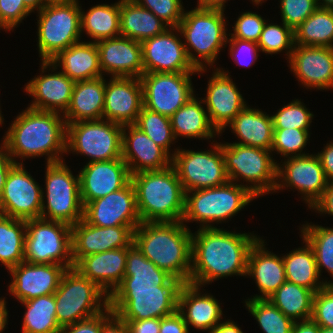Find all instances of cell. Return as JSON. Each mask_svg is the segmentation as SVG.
Instances as JSON below:
<instances>
[{
	"label": "cell",
	"instance_id": "1",
	"mask_svg": "<svg viewBox=\"0 0 333 333\" xmlns=\"http://www.w3.org/2000/svg\"><path fill=\"white\" fill-rule=\"evenodd\" d=\"M135 266L149 293L188 283L192 232L181 221L143 222L133 232Z\"/></svg>",
	"mask_w": 333,
	"mask_h": 333
},
{
	"label": "cell",
	"instance_id": "2",
	"mask_svg": "<svg viewBox=\"0 0 333 333\" xmlns=\"http://www.w3.org/2000/svg\"><path fill=\"white\" fill-rule=\"evenodd\" d=\"M259 238L223 228H199L192 233L189 283L203 287L219 278L246 276L249 251Z\"/></svg>",
	"mask_w": 333,
	"mask_h": 333
},
{
	"label": "cell",
	"instance_id": "3",
	"mask_svg": "<svg viewBox=\"0 0 333 333\" xmlns=\"http://www.w3.org/2000/svg\"><path fill=\"white\" fill-rule=\"evenodd\" d=\"M3 137L2 144L15 164H19L16 158L44 155L46 163L59 162L66 153L67 124L60 113L27 107L16 116Z\"/></svg>",
	"mask_w": 333,
	"mask_h": 333
},
{
	"label": "cell",
	"instance_id": "4",
	"mask_svg": "<svg viewBox=\"0 0 333 333\" xmlns=\"http://www.w3.org/2000/svg\"><path fill=\"white\" fill-rule=\"evenodd\" d=\"M137 211L143 222L182 221L185 191L174 167L131 175Z\"/></svg>",
	"mask_w": 333,
	"mask_h": 333
},
{
	"label": "cell",
	"instance_id": "5",
	"mask_svg": "<svg viewBox=\"0 0 333 333\" xmlns=\"http://www.w3.org/2000/svg\"><path fill=\"white\" fill-rule=\"evenodd\" d=\"M74 268L97 284L114 301L149 294L142 286L134 247H124L82 257Z\"/></svg>",
	"mask_w": 333,
	"mask_h": 333
},
{
	"label": "cell",
	"instance_id": "6",
	"mask_svg": "<svg viewBox=\"0 0 333 333\" xmlns=\"http://www.w3.org/2000/svg\"><path fill=\"white\" fill-rule=\"evenodd\" d=\"M224 10L196 7L185 12L178 25L189 61L203 73L213 66L220 50L226 47L228 30ZM196 53L198 57L192 53ZM201 58V59H200ZM205 66V67H204ZM206 68V69H205Z\"/></svg>",
	"mask_w": 333,
	"mask_h": 333
},
{
	"label": "cell",
	"instance_id": "7",
	"mask_svg": "<svg viewBox=\"0 0 333 333\" xmlns=\"http://www.w3.org/2000/svg\"><path fill=\"white\" fill-rule=\"evenodd\" d=\"M254 198L257 197L247 185L232 181L217 187L188 191L185 192V210L181 222L199 221L200 228H214L211 223L232 218Z\"/></svg>",
	"mask_w": 333,
	"mask_h": 333
},
{
	"label": "cell",
	"instance_id": "8",
	"mask_svg": "<svg viewBox=\"0 0 333 333\" xmlns=\"http://www.w3.org/2000/svg\"><path fill=\"white\" fill-rule=\"evenodd\" d=\"M54 296L60 327L96 316L113 303L107 293L75 268L63 273Z\"/></svg>",
	"mask_w": 333,
	"mask_h": 333
},
{
	"label": "cell",
	"instance_id": "9",
	"mask_svg": "<svg viewBox=\"0 0 333 333\" xmlns=\"http://www.w3.org/2000/svg\"><path fill=\"white\" fill-rule=\"evenodd\" d=\"M221 149L229 181L244 179L257 198L275 191L277 162L271 157V150L235 143H222Z\"/></svg>",
	"mask_w": 333,
	"mask_h": 333
},
{
	"label": "cell",
	"instance_id": "10",
	"mask_svg": "<svg viewBox=\"0 0 333 333\" xmlns=\"http://www.w3.org/2000/svg\"><path fill=\"white\" fill-rule=\"evenodd\" d=\"M81 7L78 2L47 3L38 11L37 35L41 61H50L59 52L81 40Z\"/></svg>",
	"mask_w": 333,
	"mask_h": 333
},
{
	"label": "cell",
	"instance_id": "11",
	"mask_svg": "<svg viewBox=\"0 0 333 333\" xmlns=\"http://www.w3.org/2000/svg\"><path fill=\"white\" fill-rule=\"evenodd\" d=\"M64 161L46 163V193L42 191L40 217L73 226L83 219L84 207L80 197L79 175L74 176Z\"/></svg>",
	"mask_w": 333,
	"mask_h": 333
},
{
	"label": "cell",
	"instance_id": "12",
	"mask_svg": "<svg viewBox=\"0 0 333 333\" xmlns=\"http://www.w3.org/2000/svg\"><path fill=\"white\" fill-rule=\"evenodd\" d=\"M24 261L74 268L71 226L41 217L26 220Z\"/></svg>",
	"mask_w": 333,
	"mask_h": 333
},
{
	"label": "cell",
	"instance_id": "13",
	"mask_svg": "<svg viewBox=\"0 0 333 333\" xmlns=\"http://www.w3.org/2000/svg\"><path fill=\"white\" fill-rule=\"evenodd\" d=\"M123 126L108 120L67 124L66 154L88 156L91 162L122 159Z\"/></svg>",
	"mask_w": 333,
	"mask_h": 333
},
{
	"label": "cell",
	"instance_id": "14",
	"mask_svg": "<svg viewBox=\"0 0 333 333\" xmlns=\"http://www.w3.org/2000/svg\"><path fill=\"white\" fill-rule=\"evenodd\" d=\"M206 151L175 149L171 161L185 192L212 188L229 181L221 143Z\"/></svg>",
	"mask_w": 333,
	"mask_h": 333
},
{
	"label": "cell",
	"instance_id": "15",
	"mask_svg": "<svg viewBox=\"0 0 333 333\" xmlns=\"http://www.w3.org/2000/svg\"><path fill=\"white\" fill-rule=\"evenodd\" d=\"M199 72L144 73L140 77L144 107L170 118L194 96L191 75Z\"/></svg>",
	"mask_w": 333,
	"mask_h": 333
},
{
	"label": "cell",
	"instance_id": "16",
	"mask_svg": "<svg viewBox=\"0 0 333 333\" xmlns=\"http://www.w3.org/2000/svg\"><path fill=\"white\" fill-rule=\"evenodd\" d=\"M23 165L22 162L14 164L6 176L0 214L26 221L40 218L43 188Z\"/></svg>",
	"mask_w": 333,
	"mask_h": 333
},
{
	"label": "cell",
	"instance_id": "17",
	"mask_svg": "<svg viewBox=\"0 0 333 333\" xmlns=\"http://www.w3.org/2000/svg\"><path fill=\"white\" fill-rule=\"evenodd\" d=\"M282 163L277 164L275 192L284 187H292L303 195V201L311 209L322 197L329 183L317 154L289 157Z\"/></svg>",
	"mask_w": 333,
	"mask_h": 333
},
{
	"label": "cell",
	"instance_id": "18",
	"mask_svg": "<svg viewBox=\"0 0 333 333\" xmlns=\"http://www.w3.org/2000/svg\"><path fill=\"white\" fill-rule=\"evenodd\" d=\"M202 286L192 283L172 285L163 294L182 315L185 323L198 330H213L222 320L219 301L210 294H201Z\"/></svg>",
	"mask_w": 333,
	"mask_h": 333
},
{
	"label": "cell",
	"instance_id": "19",
	"mask_svg": "<svg viewBox=\"0 0 333 333\" xmlns=\"http://www.w3.org/2000/svg\"><path fill=\"white\" fill-rule=\"evenodd\" d=\"M178 28H167L162 34L141 42L144 73L198 72L189 61Z\"/></svg>",
	"mask_w": 333,
	"mask_h": 333
},
{
	"label": "cell",
	"instance_id": "20",
	"mask_svg": "<svg viewBox=\"0 0 333 333\" xmlns=\"http://www.w3.org/2000/svg\"><path fill=\"white\" fill-rule=\"evenodd\" d=\"M83 219L98 227L138 226L141 220L131 180L122 189L87 203Z\"/></svg>",
	"mask_w": 333,
	"mask_h": 333
},
{
	"label": "cell",
	"instance_id": "21",
	"mask_svg": "<svg viewBox=\"0 0 333 333\" xmlns=\"http://www.w3.org/2000/svg\"><path fill=\"white\" fill-rule=\"evenodd\" d=\"M138 226L98 227L84 219L71 226L72 260L124 247H134L133 232Z\"/></svg>",
	"mask_w": 333,
	"mask_h": 333
},
{
	"label": "cell",
	"instance_id": "22",
	"mask_svg": "<svg viewBox=\"0 0 333 333\" xmlns=\"http://www.w3.org/2000/svg\"><path fill=\"white\" fill-rule=\"evenodd\" d=\"M215 70L208 81L207 94L202 101L206 105L212 126L221 134L247 104L228 74L229 71L225 72L221 68Z\"/></svg>",
	"mask_w": 333,
	"mask_h": 333
},
{
	"label": "cell",
	"instance_id": "23",
	"mask_svg": "<svg viewBox=\"0 0 333 333\" xmlns=\"http://www.w3.org/2000/svg\"><path fill=\"white\" fill-rule=\"evenodd\" d=\"M105 79L104 120L116 124H135L143 105V92L138 77Z\"/></svg>",
	"mask_w": 333,
	"mask_h": 333
},
{
	"label": "cell",
	"instance_id": "24",
	"mask_svg": "<svg viewBox=\"0 0 333 333\" xmlns=\"http://www.w3.org/2000/svg\"><path fill=\"white\" fill-rule=\"evenodd\" d=\"M67 269L57 264L21 262L8 271L12 276L10 295L19 301L54 294Z\"/></svg>",
	"mask_w": 333,
	"mask_h": 333
},
{
	"label": "cell",
	"instance_id": "25",
	"mask_svg": "<svg viewBox=\"0 0 333 333\" xmlns=\"http://www.w3.org/2000/svg\"><path fill=\"white\" fill-rule=\"evenodd\" d=\"M78 175L83 207L93 200L122 189L131 180L128 166L123 159L88 162Z\"/></svg>",
	"mask_w": 333,
	"mask_h": 333
},
{
	"label": "cell",
	"instance_id": "26",
	"mask_svg": "<svg viewBox=\"0 0 333 333\" xmlns=\"http://www.w3.org/2000/svg\"><path fill=\"white\" fill-rule=\"evenodd\" d=\"M289 64L304 87L333 88V47L294 45Z\"/></svg>",
	"mask_w": 333,
	"mask_h": 333
},
{
	"label": "cell",
	"instance_id": "27",
	"mask_svg": "<svg viewBox=\"0 0 333 333\" xmlns=\"http://www.w3.org/2000/svg\"><path fill=\"white\" fill-rule=\"evenodd\" d=\"M41 68L42 74L30 80L24 88L34 98L29 108L64 114L70 104L75 82L62 71L43 75L47 72L45 69L50 71L52 68L50 61H42Z\"/></svg>",
	"mask_w": 333,
	"mask_h": 333
},
{
	"label": "cell",
	"instance_id": "28",
	"mask_svg": "<svg viewBox=\"0 0 333 333\" xmlns=\"http://www.w3.org/2000/svg\"><path fill=\"white\" fill-rule=\"evenodd\" d=\"M122 159L127 164L130 175L163 170L172 161L171 156L134 124L123 126Z\"/></svg>",
	"mask_w": 333,
	"mask_h": 333
},
{
	"label": "cell",
	"instance_id": "29",
	"mask_svg": "<svg viewBox=\"0 0 333 333\" xmlns=\"http://www.w3.org/2000/svg\"><path fill=\"white\" fill-rule=\"evenodd\" d=\"M102 73L111 77H138L144 74L141 42L119 36L96 42Z\"/></svg>",
	"mask_w": 333,
	"mask_h": 333
},
{
	"label": "cell",
	"instance_id": "30",
	"mask_svg": "<svg viewBox=\"0 0 333 333\" xmlns=\"http://www.w3.org/2000/svg\"><path fill=\"white\" fill-rule=\"evenodd\" d=\"M262 238H259L251 247L247 259L246 276L255 279L262 295H255L250 299H268L283 283L286 274L282 256L266 250Z\"/></svg>",
	"mask_w": 333,
	"mask_h": 333
},
{
	"label": "cell",
	"instance_id": "31",
	"mask_svg": "<svg viewBox=\"0 0 333 333\" xmlns=\"http://www.w3.org/2000/svg\"><path fill=\"white\" fill-rule=\"evenodd\" d=\"M52 72L58 69L74 82L101 77L99 51L96 43L78 42L59 52L50 60Z\"/></svg>",
	"mask_w": 333,
	"mask_h": 333
},
{
	"label": "cell",
	"instance_id": "32",
	"mask_svg": "<svg viewBox=\"0 0 333 333\" xmlns=\"http://www.w3.org/2000/svg\"><path fill=\"white\" fill-rule=\"evenodd\" d=\"M116 311L124 318L129 333H159L160 293L113 301Z\"/></svg>",
	"mask_w": 333,
	"mask_h": 333
},
{
	"label": "cell",
	"instance_id": "33",
	"mask_svg": "<svg viewBox=\"0 0 333 333\" xmlns=\"http://www.w3.org/2000/svg\"><path fill=\"white\" fill-rule=\"evenodd\" d=\"M104 98V76L75 82L70 104L63 114L66 124L102 119Z\"/></svg>",
	"mask_w": 333,
	"mask_h": 333
},
{
	"label": "cell",
	"instance_id": "34",
	"mask_svg": "<svg viewBox=\"0 0 333 333\" xmlns=\"http://www.w3.org/2000/svg\"><path fill=\"white\" fill-rule=\"evenodd\" d=\"M241 140L233 142L242 146H250L271 150L273 143L272 116L259 109L246 106L228 125Z\"/></svg>",
	"mask_w": 333,
	"mask_h": 333
},
{
	"label": "cell",
	"instance_id": "35",
	"mask_svg": "<svg viewBox=\"0 0 333 333\" xmlns=\"http://www.w3.org/2000/svg\"><path fill=\"white\" fill-rule=\"evenodd\" d=\"M169 28L150 10L135 0H120V34L123 37L143 42L162 34Z\"/></svg>",
	"mask_w": 333,
	"mask_h": 333
},
{
	"label": "cell",
	"instance_id": "36",
	"mask_svg": "<svg viewBox=\"0 0 333 333\" xmlns=\"http://www.w3.org/2000/svg\"><path fill=\"white\" fill-rule=\"evenodd\" d=\"M202 104H204L202 98L197 99L194 95L170 117L176 139L178 136H183L208 140L219 135L212 126L208 112Z\"/></svg>",
	"mask_w": 333,
	"mask_h": 333
},
{
	"label": "cell",
	"instance_id": "37",
	"mask_svg": "<svg viewBox=\"0 0 333 333\" xmlns=\"http://www.w3.org/2000/svg\"><path fill=\"white\" fill-rule=\"evenodd\" d=\"M305 245L290 251L282 256L284 263L286 281L303 286L314 293L321 290L326 285H330V280L320 281L317 269L316 257L312 247L303 239Z\"/></svg>",
	"mask_w": 333,
	"mask_h": 333
},
{
	"label": "cell",
	"instance_id": "38",
	"mask_svg": "<svg viewBox=\"0 0 333 333\" xmlns=\"http://www.w3.org/2000/svg\"><path fill=\"white\" fill-rule=\"evenodd\" d=\"M81 32L85 31L94 43L121 36L120 34V1L117 3L99 4L88 12L80 10Z\"/></svg>",
	"mask_w": 333,
	"mask_h": 333
},
{
	"label": "cell",
	"instance_id": "39",
	"mask_svg": "<svg viewBox=\"0 0 333 333\" xmlns=\"http://www.w3.org/2000/svg\"><path fill=\"white\" fill-rule=\"evenodd\" d=\"M314 292L303 286L286 281L268 300L295 321L311 319Z\"/></svg>",
	"mask_w": 333,
	"mask_h": 333
},
{
	"label": "cell",
	"instance_id": "40",
	"mask_svg": "<svg viewBox=\"0 0 333 333\" xmlns=\"http://www.w3.org/2000/svg\"><path fill=\"white\" fill-rule=\"evenodd\" d=\"M294 45L333 47V8L318 7L294 30Z\"/></svg>",
	"mask_w": 333,
	"mask_h": 333
},
{
	"label": "cell",
	"instance_id": "41",
	"mask_svg": "<svg viewBox=\"0 0 333 333\" xmlns=\"http://www.w3.org/2000/svg\"><path fill=\"white\" fill-rule=\"evenodd\" d=\"M25 308L22 333H59L54 294L20 301Z\"/></svg>",
	"mask_w": 333,
	"mask_h": 333
},
{
	"label": "cell",
	"instance_id": "42",
	"mask_svg": "<svg viewBox=\"0 0 333 333\" xmlns=\"http://www.w3.org/2000/svg\"><path fill=\"white\" fill-rule=\"evenodd\" d=\"M26 221L0 214V261L9 270L24 261Z\"/></svg>",
	"mask_w": 333,
	"mask_h": 333
},
{
	"label": "cell",
	"instance_id": "43",
	"mask_svg": "<svg viewBox=\"0 0 333 333\" xmlns=\"http://www.w3.org/2000/svg\"><path fill=\"white\" fill-rule=\"evenodd\" d=\"M309 224L301 227V238L307 241L315 253L319 275L325 267L333 278V228ZM330 285H333L332 281Z\"/></svg>",
	"mask_w": 333,
	"mask_h": 333
},
{
	"label": "cell",
	"instance_id": "44",
	"mask_svg": "<svg viewBox=\"0 0 333 333\" xmlns=\"http://www.w3.org/2000/svg\"><path fill=\"white\" fill-rule=\"evenodd\" d=\"M245 306L264 333H291L294 321L268 299H247Z\"/></svg>",
	"mask_w": 333,
	"mask_h": 333
},
{
	"label": "cell",
	"instance_id": "45",
	"mask_svg": "<svg viewBox=\"0 0 333 333\" xmlns=\"http://www.w3.org/2000/svg\"><path fill=\"white\" fill-rule=\"evenodd\" d=\"M143 131L150 139L160 146L171 158L170 153L172 142L176 140L171 126V119L157 112L151 111L144 106L140 111L134 124Z\"/></svg>",
	"mask_w": 333,
	"mask_h": 333
},
{
	"label": "cell",
	"instance_id": "46",
	"mask_svg": "<svg viewBox=\"0 0 333 333\" xmlns=\"http://www.w3.org/2000/svg\"><path fill=\"white\" fill-rule=\"evenodd\" d=\"M281 24L265 22L258 47L260 51L271 55L285 50L289 60L294 47V31L284 22Z\"/></svg>",
	"mask_w": 333,
	"mask_h": 333
},
{
	"label": "cell",
	"instance_id": "47",
	"mask_svg": "<svg viewBox=\"0 0 333 333\" xmlns=\"http://www.w3.org/2000/svg\"><path fill=\"white\" fill-rule=\"evenodd\" d=\"M309 130L295 128L273 129L271 152L276 151L277 154H282L286 158L308 155L309 153L306 154L302 151L306 147L307 141H309Z\"/></svg>",
	"mask_w": 333,
	"mask_h": 333
},
{
	"label": "cell",
	"instance_id": "48",
	"mask_svg": "<svg viewBox=\"0 0 333 333\" xmlns=\"http://www.w3.org/2000/svg\"><path fill=\"white\" fill-rule=\"evenodd\" d=\"M271 116L273 129H309L314 115L308 111L304 103L296 99Z\"/></svg>",
	"mask_w": 333,
	"mask_h": 333
},
{
	"label": "cell",
	"instance_id": "49",
	"mask_svg": "<svg viewBox=\"0 0 333 333\" xmlns=\"http://www.w3.org/2000/svg\"><path fill=\"white\" fill-rule=\"evenodd\" d=\"M143 8L150 10L167 26L177 28L183 15L182 0H135Z\"/></svg>",
	"mask_w": 333,
	"mask_h": 333
},
{
	"label": "cell",
	"instance_id": "50",
	"mask_svg": "<svg viewBox=\"0 0 333 333\" xmlns=\"http://www.w3.org/2000/svg\"><path fill=\"white\" fill-rule=\"evenodd\" d=\"M281 20L293 31L319 6L317 0H280Z\"/></svg>",
	"mask_w": 333,
	"mask_h": 333
},
{
	"label": "cell",
	"instance_id": "51",
	"mask_svg": "<svg viewBox=\"0 0 333 333\" xmlns=\"http://www.w3.org/2000/svg\"><path fill=\"white\" fill-rule=\"evenodd\" d=\"M266 20L251 11L241 13L233 28V33H229L230 38L251 41L258 43L263 26Z\"/></svg>",
	"mask_w": 333,
	"mask_h": 333
},
{
	"label": "cell",
	"instance_id": "52",
	"mask_svg": "<svg viewBox=\"0 0 333 333\" xmlns=\"http://www.w3.org/2000/svg\"><path fill=\"white\" fill-rule=\"evenodd\" d=\"M311 319L320 327L333 328V285L314 294Z\"/></svg>",
	"mask_w": 333,
	"mask_h": 333
},
{
	"label": "cell",
	"instance_id": "53",
	"mask_svg": "<svg viewBox=\"0 0 333 333\" xmlns=\"http://www.w3.org/2000/svg\"><path fill=\"white\" fill-rule=\"evenodd\" d=\"M182 315L163 293H160V331L159 333H190Z\"/></svg>",
	"mask_w": 333,
	"mask_h": 333
},
{
	"label": "cell",
	"instance_id": "54",
	"mask_svg": "<svg viewBox=\"0 0 333 333\" xmlns=\"http://www.w3.org/2000/svg\"><path fill=\"white\" fill-rule=\"evenodd\" d=\"M30 13L23 0H0V29L11 31Z\"/></svg>",
	"mask_w": 333,
	"mask_h": 333
},
{
	"label": "cell",
	"instance_id": "55",
	"mask_svg": "<svg viewBox=\"0 0 333 333\" xmlns=\"http://www.w3.org/2000/svg\"><path fill=\"white\" fill-rule=\"evenodd\" d=\"M227 43H230L229 53L236 64L244 67H251L257 60V52L260 51L258 43L237 38H227Z\"/></svg>",
	"mask_w": 333,
	"mask_h": 333
},
{
	"label": "cell",
	"instance_id": "56",
	"mask_svg": "<svg viewBox=\"0 0 333 333\" xmlns=\"http://www.w3.org/2000/svg\"><path fill=\"white\" fill-rule=\"evenodd\" d=\"M101 333H129L124 318L116 311L114 303L102 312Z\"/></svg>",
	"mask_w": 333,
	"mask_h": 333
},
{
	"label": "cell",
	"instance_id": "57",
	"mask_svg": "<svg viewBox=\"0 0 333 333\" xmlns=\"http://www.w3.org/2000/svg\"><path fill=\"white\" fill-rule=\"evenodd\" d=\"M102 313L71 325L61 327L59 333H101Z\"/></svg>",
	"mask_w": 333,
	"mask_h": 333
},
{
	"label": "cell",
	"instance_id": "58",
	"mask_svg": "<svg viewBox=\"0 0 333 333\" xmlns=\"http://www.w3.org/2000/svg\"><path fill=\"white\" fill-rule=\"evenodd\" d=\"M313 210L320 214L328 213L333 216V182H329L327 188L323 192L322 197L312 206Z\"/></svg>",
	"mask_w": 333,
	"mask_h": 333
},
{
	"label": "cell",
	"instance_id": "59",
	"mask_svg": "<svg viewBox=\"0 0 333 333\" xmlns=\"http://www.w3.org/2000/svg\"><path fill=\"white\" fill-rule=\"evenodd\" d=\"M329 182H333V142L327 143L323 151L317 153Z\"/></svg>",
	"mask_w": 333,
	"mask_h": 333
},
{
	"label": "cell",
	"instance_id": "60",
	"mask_svg": "<svg viewBox=\"0 0 333 333\" xmlns=\"http://www.w3.org/2000/svg\"><path fill=\"white\" fill-rule=\"evenodd\" d=\"M0 146H1L0 147V198H1L4 190L6 176L11 167L15 164V162L7 152L5 146L3 144H1Z\"/></svg>",
	"mask_w": 333,
	"mask_h": 333
},
{
	"label": "cell",
	"instance_id": "61",
	"mask_svg": "<svg viewBox=\"0 0 333 333\" xmlns=\"http://www.w3.org/2000/svg\"><path fill=\"white\" fill-rule=\"evenodd\" d=\"M291 333H320V326L312 319L295 321Z\"/></svg>",
	"mask_w": 333,
	"mask_h": 333
},
{
	"label": "cell",
	"instance_id": "62",
	"mask_svg": "<svg viewBox=\"0 0 333 333\" xmlns=\"http://www.w3.org/2000/svg\"><path fill=\"white\" fill-rule=\"evenodd\" d=\"M209 333H244L240 327H238L232 320L221 321L213 330Z\"/></svg>",
	"mask_w": 333,
	"mask_h": 333
},
{
	"label": "cell",
	"instance_id": "63",
	"mask_svg": "<svg viewBox=\"0 0 333 333\" xmlns=\"http://www.w3.org/2000/svg\"><path fill=\"white\" fill-rule=\"evenodd\" d=\"M228 0H198L197 7L205 9L225 10V3Z\"/></svg>",
	"mask_w": 333,
	"mask_h": 333
},
{
	"label": "cell",
	"instance_id": "64",
	"mask_svg": "<svg viewBox=\"0 0 333 333\" xmlns=\"http://www.w3.org/2000/svg\"><path fill=\"white\" fill-rule=\"evenodd\" d=\"M8 311L5 298H0V333H2L8 324Z\"/></svg>",
	"mask_w": 333,
	"mask_h": 333
},
{
	"label": "cell",
	"instance_id": "65",
	"mask_svg": "<svg viewBox=\"0 0 333 333\" xmlns=\"http://www.w3.org/2000/svg\"><path fill=\"white\" fill-rule=\"evenodd\" d=\"M23 2L31 12H34L35 9L38 12L47 4V0H23Z\"/></svg>",
	"mask_w": 333,
	"mask_h": 333
},
{
	"label": "cell",
	"instance_id": "66",
	"mask_svg": "<svg viewBox=\"0 0 333 333\" xmlns=\"http://www.w3.org/2000/svg\"><path fill=\"white\" fill-rule=\"evenodd\" d=\"M317 3L321 8H333V0H317Z\"/></svg>",
	"mask_w": 333,
	"mask_h": 333
},
{
	"label": "cell",
	"instance_id": "67",
	"mask_svg": "<svg viewBox=\"0 0 333 333\" xmlns=\"http://www.w3.org/2000/svg\"><path fill=\"white\" fill-rule=\"evenodd\" d=\"M59 2H79L78 0H47V3H59Z\"/></svg>",
	"mask_w": 333,
	"mask_h": 333
},
{
	"label": "cell",
	"instance_id": "68",
	"mask_svg": "<svg viewBox=\"0 0 333 333\" xmlns=\"http://www.w3.org/2000/svg\"><path fill=\"white\" fill-rule=\"evenodd\" d=\"M320 333H333V328L320 327Z\"/></svg>",
	"mask_w": 333,
	"mask_h": 333
},
{
	"label": "cell",
	"instance_id": "69",
	"mask_svg": "<svg viewBox=\"0 0 333 333\" xmlns=\"http://www.w3.org/2000/svg\"><path fill=\"white\" fill-rule=\"evenodd\" d=\"M252 2L257 6L259 4L262 5V3L264 2V0H252Z\"/></svg>",
	"mask_w": 333,
	"mask_h": 333
},
{
	"label": "cell",
	"instance_id": "70",
	"mask_svg": "<svg viewBox=\"0 0 333 333\" xmlns=\"http://www.w3.org/2000/svg\"><path fill=\"white\" fill-rule=\"evenodd\" d=\"M1 109V108H0ZM4 120V118H3V116H2V114H1V110H0V125H2L3 124V121Z\"/></svg>",
	"mask_w": 333,
	"mask_h": 333
}]
</instances>
